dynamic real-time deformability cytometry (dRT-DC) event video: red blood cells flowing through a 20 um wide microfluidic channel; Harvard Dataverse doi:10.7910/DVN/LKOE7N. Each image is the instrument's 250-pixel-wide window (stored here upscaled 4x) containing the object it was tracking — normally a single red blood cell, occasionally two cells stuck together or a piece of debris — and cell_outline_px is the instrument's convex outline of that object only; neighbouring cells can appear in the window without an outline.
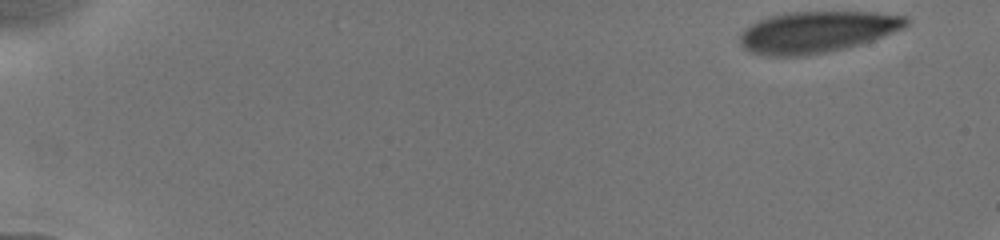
{"species": "human", "species_latin": "Homo sapiens", "temperature_condition": "cold", "stored_images_in_passage": 13, "camera_frame_rate_fps": 3000, "um_per_image_px": 0.085, "donor": {"sex": "male"}, "frame": {"image": 1, "passage_image": 1, "time_ms": 0.0, "image_size_px": [1000, 240], "cell_outline_px": [[908, 24], [904, 28], [884, 36], [860, 44], [828, 52], [804, 56], [764, 56], [748, 52], [740, 44], [740, 32], [744, 28], [768, 16], [788, 12], [880, 12], [908, 16]], "centroid_in_image_um": [69.43, 2.72], "position_along_channel_um": 15.6, "area_um2": 40.46}}
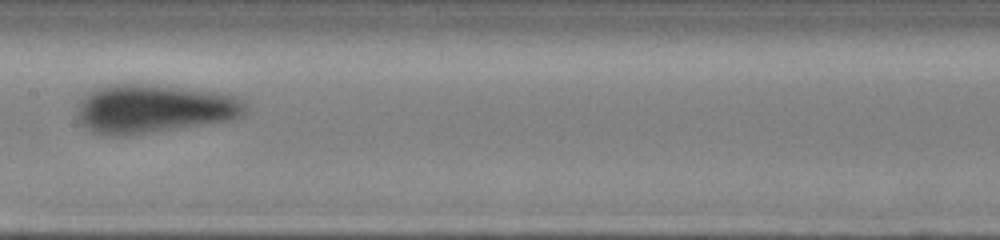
{"frame": {"image": 2, "passage_image": 11, "time_ms": 8.667, "image_size_px": [1000, 240], "cell_outline_px": [[248, 108], [244, 116], [232, 120], [124, 136], [112, 136], [92, 132], [76, 116], [76, 112], [80, 100], [88, 92], [108, 84], [152, 84], [212, 92], [236, 96]], "centroid_in_image_um": [13.05, 9.24], "position_along_channel_um": 194.3, "area_um2": 47.51}}
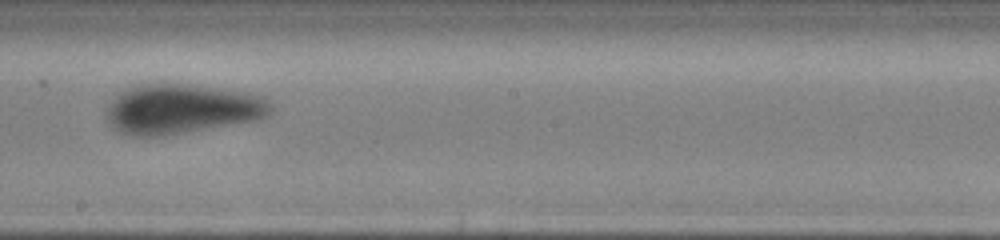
{"frame": {"image": 3, "passage_image": 12, "time_ms": 9.667, "image_size_px": [1000, 240], "cell_outline_px": [[272, 112], [256, 120], [152, 136], [136, 136], [120, 132], [108, 120], [108, 104], [120, 92], [128, 88], [140, 84], [184, 84], [216, 88], [244, 92], [264, 96], [272, 104]], "centroid_in_image_um": [15.46, 9.23], "position_along_channel_um": 232.7, "area_um2": 46.41}}